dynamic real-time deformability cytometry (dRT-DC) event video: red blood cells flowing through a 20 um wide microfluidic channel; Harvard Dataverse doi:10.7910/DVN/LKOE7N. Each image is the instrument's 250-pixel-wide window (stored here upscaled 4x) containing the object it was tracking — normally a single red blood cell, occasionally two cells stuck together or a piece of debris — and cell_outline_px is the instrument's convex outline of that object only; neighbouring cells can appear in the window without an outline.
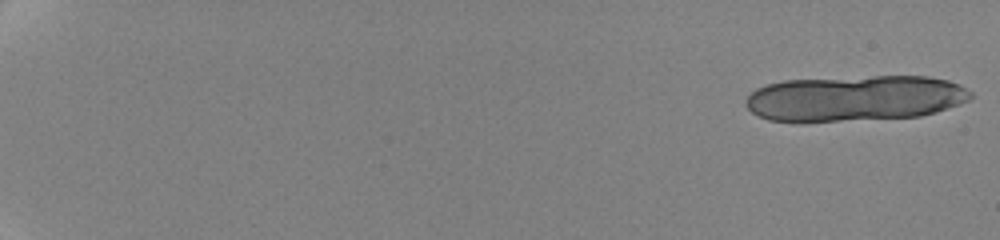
{"species": "human", "species_latin": "Homo sapiens", "temperature_condition": "cold", "stored_images_in_passage": 22, "camera_frame_rate_fps": 3000, "um_per_image_px": 0.085, "donor": {"sex": "female"}, "frame": {"image": 1, "passage_image": 1, "time_ms": 0.0, "image_size_px": [1000, 240], "cell_outline_px": [[972, 96], [968, 100], [936, 112], [920, 116], [804, 124], [768, 120], [752, 112], [744, 104], [744, 100], [756, 88], [768, 84], [784, 80], [872, 76], [928, 76], [948, 80], [960, 84], [972, 92]], "centroid_in_image_um": [72.61, 8.38], "position_along_channel_um": 12.4, "area_um2": 61.04}}
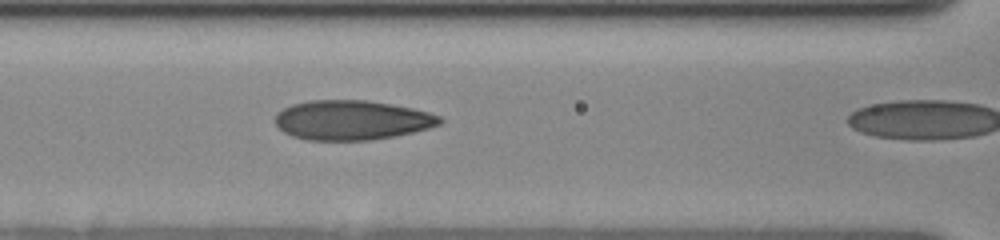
{"frame": {"image": 2, "passage_image": 21, "time_ms": 8.667, "image_size_px": [1000, 240], "cell_outline_px": [[444, 120], [440, 124], [428, 128], [412, 132], [392, 136], [368, 140], [308, 140], [292, 136], [284, 132], [272, 120], [276, 112], [292, 104], [308, 100], [368, 100], [392, 104], [412, 108], [428, 112], [440, 116]], "centroid_in_image_um": [29.86, 10.2], "position_along_channel_um": 136.7, "area_um2": 38.09}}